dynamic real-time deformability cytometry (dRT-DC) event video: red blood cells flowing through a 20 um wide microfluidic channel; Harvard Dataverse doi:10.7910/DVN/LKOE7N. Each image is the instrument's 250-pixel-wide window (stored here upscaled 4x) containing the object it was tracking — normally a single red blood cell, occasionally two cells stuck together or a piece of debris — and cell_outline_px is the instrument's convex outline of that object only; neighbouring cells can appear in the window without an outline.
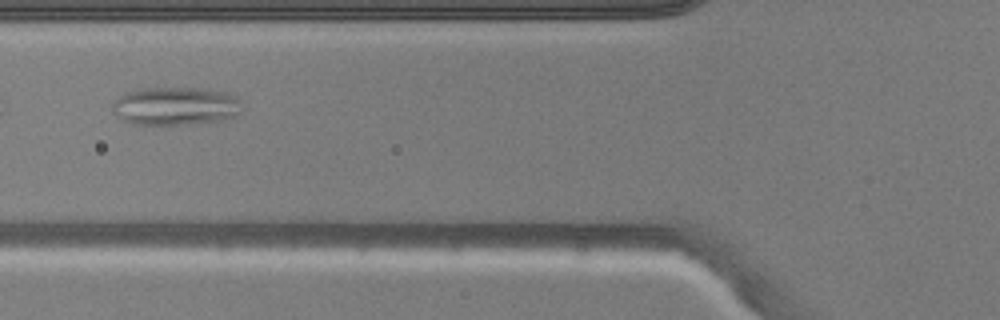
{"species": "common noctule bat (a hibernating species)", "species_latin": "Nyctalus noctula", "temperature_condition": "warm", "stored_images_in_passage": 5, "camera_frame_rate_fps": 3000, "um_per_image_px": 0.085, "animal": {"sex": "male", "body_mass_g": 20.5, "forearm_length_mm": 52.5}, "frame": {"image": 1, "passage_image": 5, "time_ms": 4.667, "image_size_px": [1000, 320], "cell_outline_px": [[240, 112], [232, 116], [220, 120], [188, 124], [132, 124], [124, 120], [112, 108], [112, 104], [124, 92], [140, 88], [208, 88], [224, 92], [236, 96]], "centroid_in_image_um": [14.89, 8.99], "position_along_channel_um": 110.9, "area_um2": 28.44}}